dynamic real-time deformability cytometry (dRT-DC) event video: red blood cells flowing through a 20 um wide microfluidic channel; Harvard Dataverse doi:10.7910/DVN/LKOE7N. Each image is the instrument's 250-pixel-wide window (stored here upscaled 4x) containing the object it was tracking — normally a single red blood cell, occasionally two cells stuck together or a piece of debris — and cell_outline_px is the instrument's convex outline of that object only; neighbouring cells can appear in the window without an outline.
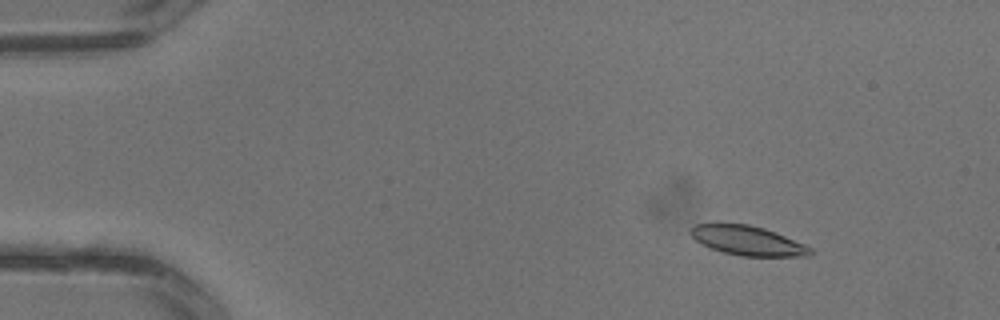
{"species": "common noctule bat (a hibernating species)", "species_latin": "Nyctalus noctula", "temperature_condition": "warm", "stored_images_in_passage": 4, "segment_of_instrument_passage": [2, 2], "camera_frame_rate_fps": 3000, "um_per_image_px": 0.085, "animal": {"sex": "male", "body_mass_g": 13.3}, "frame": {"image": 1, "passage_image": 4, "time_ms": 1.0, "image_size_px": [1000, 320], "cell_outline_px": [[812, 252], [808, 256], [740, 256], [724, 252], [712, 248], [696, 240], [688, 232], [692, 224], [748, 224], [764, 228], [776, 232], [804, 244], [812, 248]], "centroid_in_image_um": [63.55, 20.45], "position_along_channel_um": 21.5, "area_um2": 20.35}}